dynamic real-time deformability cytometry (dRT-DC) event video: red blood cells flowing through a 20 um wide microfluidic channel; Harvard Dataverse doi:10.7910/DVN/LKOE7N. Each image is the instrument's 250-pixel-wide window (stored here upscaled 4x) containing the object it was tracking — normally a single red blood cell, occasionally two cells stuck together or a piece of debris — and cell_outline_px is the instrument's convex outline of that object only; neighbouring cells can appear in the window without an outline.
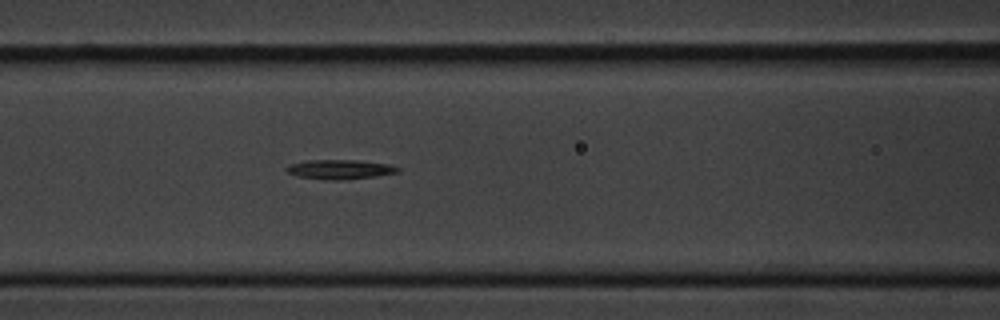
{"species": "common noctule bat (a hibernating species)", "species_latin": "Nyctalus noctula", "temperature_condition": "cold", "stored_images_in_passage": 8, "camera_frame_rate_fps": 3000, "um_per_image_px": 0.085, "animal": {"sex": "male", "body_mass_g": 20.1, "forearm_length_mm": 53.5}, "frame": {"image": 1, "passage_image": 8, "time_ms": 9.333, "image_size_px": [1000, 320], "cell_outline_px": [[400, 172], [376, 176], [336, 180], [328, 180], [296, 176], [288, 172], [284, 168], [292, 164], [308, 160], [356, 160], [388, 164], [400, 168]], "centroid_in_image_um": [28.9, 14.4], "position_along_channel_um": 137.7, "area_um2": 12.48}}